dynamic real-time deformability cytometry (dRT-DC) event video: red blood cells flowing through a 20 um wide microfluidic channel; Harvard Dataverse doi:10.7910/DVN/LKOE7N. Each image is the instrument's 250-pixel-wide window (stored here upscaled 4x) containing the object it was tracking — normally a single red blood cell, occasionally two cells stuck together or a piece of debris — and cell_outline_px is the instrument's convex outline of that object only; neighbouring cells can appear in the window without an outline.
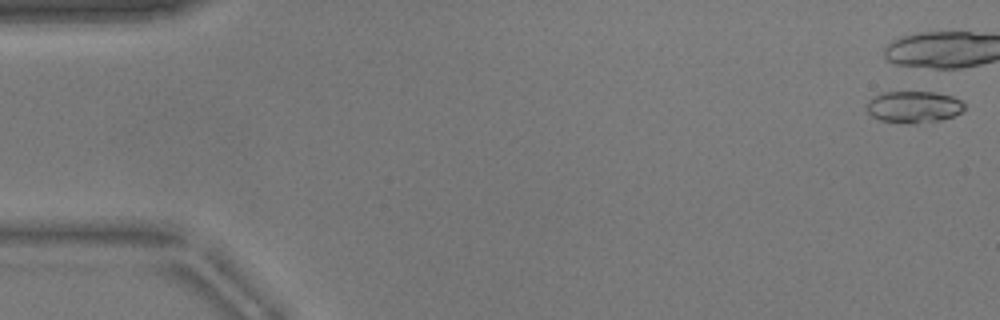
{"species": "common noctule bat (a hibernating species)", "species_latin": "Nyctalus noctula", "temperature_condition": "warm", "stored_images_in_passage": 6, "camera_frame_rate_fps": 3000, "um_per_image_px": 0.085, "animal": {"sex": "male", "body_mass_g": 17.9}, "frame": {"image": 1, "passage_image": 1, "time_ms": 0.0, "image_size_px": [1000, 320], "cell_outline_px": [[964, 108], [960, 112], [952, 116], [940, 120], [916, 124], [908, 124], [880, 120], [872, 116], [868, 112], [868, 100], [872, 96], [884, 92], [936, 92], [952, 96], [960, 100], [964, 104]], "centroid_in_image_um": [77.65, 9.09], "position_along_channel_um": 7.4, "area_um2": 18.09}}